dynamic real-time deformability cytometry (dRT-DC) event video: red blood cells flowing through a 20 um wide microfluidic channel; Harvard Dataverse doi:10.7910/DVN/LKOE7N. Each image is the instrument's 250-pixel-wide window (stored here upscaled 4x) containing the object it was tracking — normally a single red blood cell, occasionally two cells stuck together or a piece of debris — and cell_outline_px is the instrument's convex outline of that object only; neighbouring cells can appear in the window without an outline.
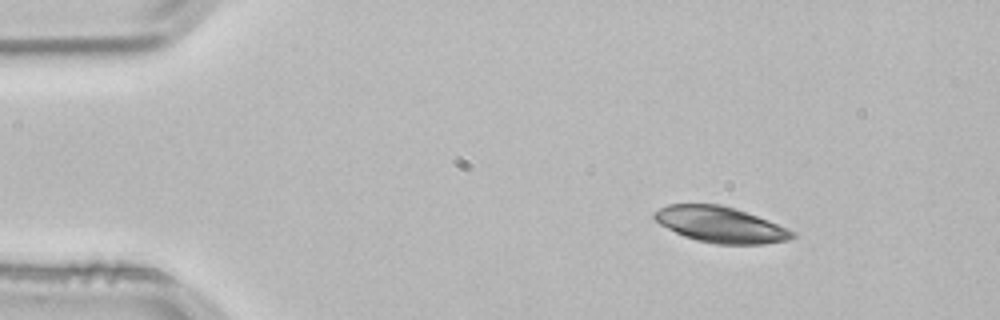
{"species": "common noctule bat (a hibernating species)", "species_latin": "Nyctalus noctula", "temperature_condition": "room temperature", "stored_images_in_passage": 46, "camera_frame_rate_fps": 3000, "um_per_image_px": 0.085, "animal": {"sex": "male", "body_mass_g": 21.5, "forearm_length_mm": 52.0}, "frame": {"image": 1, "passage_image": 1, "time_ms": 0.0, "image_size_px": [1000, 320], "cell_outline_px": [[796, 236], [788, 240], [764, 244], [716, 244], [696, 240], [684, 236], [660, 224], [652, 216], [652, 212], [668, 204], [720, 204], [768, 220], [788, 228], [796, 232]], "centroid_in_image_um": [61.24, 19.1], "position_along_channel_um": 23.8, "area_um2": 28.67}}